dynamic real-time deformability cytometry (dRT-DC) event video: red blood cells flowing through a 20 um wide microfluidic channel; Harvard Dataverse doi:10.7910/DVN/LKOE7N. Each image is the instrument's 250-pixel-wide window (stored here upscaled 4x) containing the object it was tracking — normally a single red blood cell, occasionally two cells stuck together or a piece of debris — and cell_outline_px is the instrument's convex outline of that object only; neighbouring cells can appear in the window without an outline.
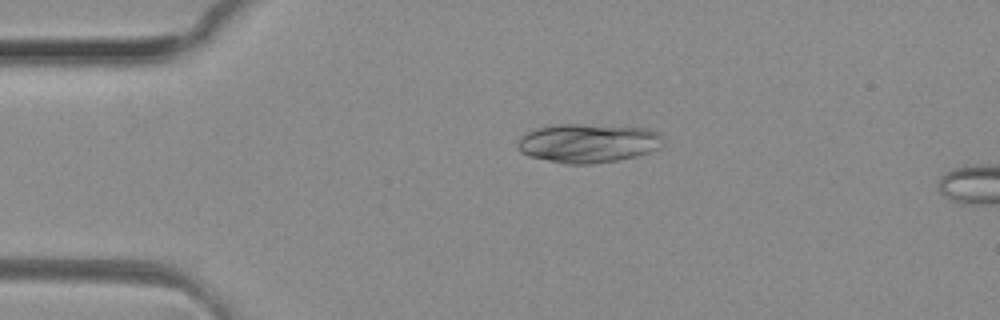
{"species": "common noctule bat (a hibernating species)", "species_latin": "Nyctalus noctula", "temperature_condition": "room temperature", "stored_images_in_passage": 4, "camera_frame_rate_fps": 3000, "um_per_image_px": 0.085, "animal": {"sex": "female", "body_mass_g": 29.2, "forearm_length_mm": 56.3}, "frame": {"image": 1, "passage_image": 1, "time_ms": 0.0, "image_size_px": [1000, 320], "cell_outline_px": [[664, 144], [648, 152], [636, 156], [620, 160], [588, 164], [564, 164], [532, 156], [520, 152], [516, 144], [528, 132], [540, 128], [560, 124], [580, 124], [648, 128], [660, 132]], "centroid_in_image_um": [50.04, 12.17], "position_along_channel_um": 35.0, "area_um2": 32.71}}